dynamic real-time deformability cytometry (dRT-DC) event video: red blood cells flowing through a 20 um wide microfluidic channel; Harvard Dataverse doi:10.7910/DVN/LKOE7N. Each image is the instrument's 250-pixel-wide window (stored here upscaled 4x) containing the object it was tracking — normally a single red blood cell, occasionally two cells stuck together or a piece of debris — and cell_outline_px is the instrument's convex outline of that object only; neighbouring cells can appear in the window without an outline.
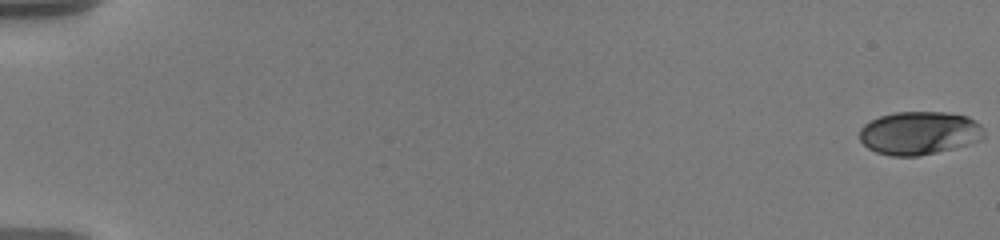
{"species": "human", "species_latin": "Homo sapiens", "temperature_condition": "warm", "stored_images_in_passage": 59, "camera_frame_rate_fps": 3000, "um_per_image_px": 0.085, "donor": {"sex": "male"}, "frame": {"image": 1, "passage_image": 1, "time_ms": 0.0, "image_size_px": [1000, 240], "cell_outline_px": [[984, 136], [980, 140], [968, 144], [936, 152], [916, 156], [892, 156], [876, 152], [868, 148], [860, 140], [860, 128], [864, 124], [880, 116], [896, 112], [944, 112], [968, 116], [980, 124], [984, 128]], "centroid_in_image_um": [78.14, 11.3], "position_along_channel_um": 6.9, "area_um2": 31.27}}
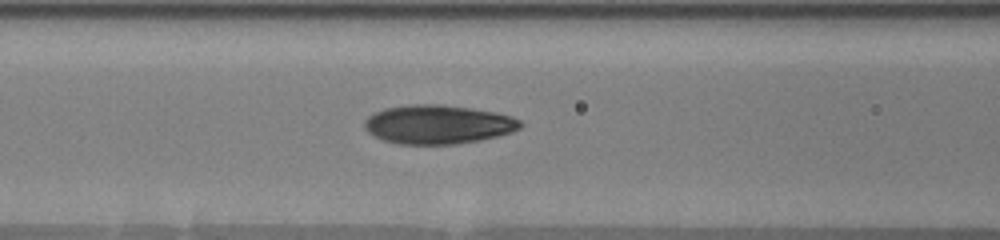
{"frame": {"image": 2, "passage_image": 27, "time_ms": 8.667, "image_size_px": [1000, 240], "cell_outline_px": [[524, 124], [520, 128], [512, 132], [480, 140], [456, 144], [396, 144], [384, 140], [368, 132], [364, 128], [364, 120], [368, 116], [384, 108], [408, 104], [440, 104], [472, 108], [496, 112], [512, 116], [520, 120]], "centroid_in_image_um": [37.24, 10.57], "position_along_channel_um": 129.4, "area_um2": 35.55}}
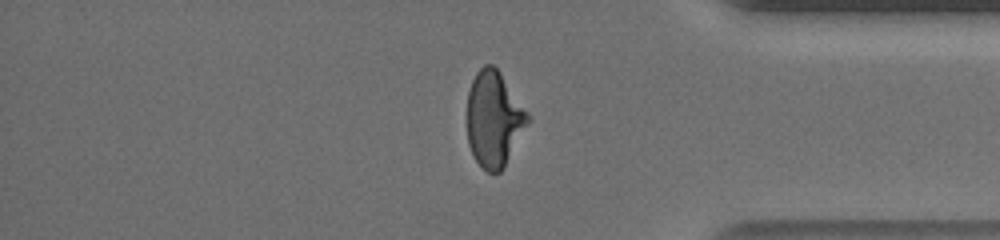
{"frame": {"image": 3, "passage_image": 50, "time_ms": 16.333, "image_size_px": [1000, 240], "cell_outline_px": [[528, 124], [504, 168], [500, 172], [488, 172], [476, 160], [468, 144], [468, 92], [472, 80], [476, 72], [484, 64], [492, 64], [500, 72], [528, 112]], "centroid_in_image_um": [41.99, 10.11], "position_along_channel_um": 393.2, "area_um2": 33.47}}